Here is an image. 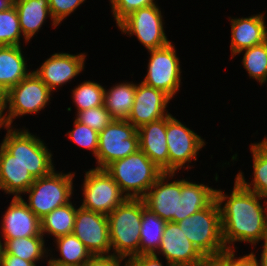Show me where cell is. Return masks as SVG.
Masks as SVG:
<instances>
[{
    "label": "cell",
    "instance_id": "cell-20",
    "mask_svg": "<svg viewBox=\"0 0 267 266\" xmlns=\"http://www.w3.org/2000/svg\"><path fill=\"white\" fill-rule=\"evenodd\" d=\"M231 53L235 55L267 40V28L263 14L231 19Z\"/></svg>",
    "mask_w": 267,
    "mask_h": 266
},
{
    "label": "cell",
    "instance_id": "cell-25",
    "mask_svg": "<svg viewBox=\"0 0 267 266\" xmlns=\"http://www.w3.org/2000/svg\"><path fill=\"white\" fill-rule=\"evenodd\" d=\"M136 93V84L121 83L104 91L103 105L113 119L127 120L131 114Z\"/></svg>",
    "mask_w": 267,
    "mask_h": 266
},
{
    "label": "cell",
    "instance_id": "cell-39",
    "mask_svg": "<svg viewBox=\"0 0 267 266\" xmlns=\"http://www.w3.org/2000/svg\"><path fill=\"white\" fill-rule=\"evenodd\" d=\"M129 261L130 266H163L157 254H141L132 257ZM167 265L175 266L173 264H170L169 262H167Z\"/></svg>",
    "mask_w": 267,
    "mask_h": 266
},
{
    "label": "cell",
    "instance_id": "cell-8",
    "mask_svg": "<svg viewBox=\"0 0 267 266\" xmlns=\"http://www.w3.org/2000/svg\"><path fill=\"white\" fill-rule=\"evenodd\" d=\"M83 183L84 209L109 215L127 199L105 169H90Z\"/></svg>",
    "mask_w": 267,
    "mask_h": 266
},
{
    "label": "cell",
    "instance_id": "cell-16",
    "mask_svg": "<svg viewBox=\"0 0 267 266\" xmlns=\"http://www.w3.org/2000/svg\"><path fill=\"white\" fill-rule=\"evenodd\" d=\"M170 97L161 90L141 82L136 85V93L129 121L136 129L150 122L168 116L166 107ZM166 111V113H165Z\"/></svg>",
    "mask_w": 267,
    "mask_h": 266
},
{
    "label": "cell",
    "instance_id": "cell-26",
    "mask_svg": "<svg viewBox=\"0 0 267 266\" xmlns=\"http://www.w3.org/2000/svg\"><path fill=\"white\" fill-rule=\"evenodd\" d=\"M250 148L253 154V182L247 183L242 172H239L235 179L244 188L255 192L261 198H267V137L260 143L251 144ZM250 185H253V188Z\"/></svg>",
    "mask_w": 267,
    "mask_h": 266
},
{
    "label": "cell",
    "instance_id": "cell-1",
    "mask_svg": "<svg viewBox=\"0 0 267 266\" xmlns=\"http://www.w3.org/2000/svg\"><path fill=\"white\" fill-rule=\"evenodd\" d=\"M215 199L220 209L222 239L228 253H234L235 248L231 246L234 242L255 245L267 238V200L264 208L259 201L262 198L244 188L236 179L230 196L216 190Z\"/></svg>",
    "mask_w": 267,
    "mask_h": 266
},
{
    "label": "cell",
    "instance_id": "cell-7",
    "mask_svg": "<svg viewBox=\"0 0 267 266\" xmlns=\"http://www.w3.org/2000/svg\"><path fill=\"white\" fill-rule=\"evenodd\" d=\"M139 150L137 129L127 120L113 119L99 132L96 168L105 169L118 159Z\"/></svg>",
    "mask_w": 267,
    "mask_h": 266
},
{
    "label": "cell",
    "instance_id": "cell-42",
    "mask_svg": "<svg viewBox=\"0 0 267 266\" xmlns=\"http://www.w3.org/2000/svg\"><path fill=\"white\" fill-rule=\"evenodd\" d=\"M8 94L9 89L5 87L2 83H0V128L4 126L6 127V115L4 114V110L7 109L8 106Z\"/></svg>",
    "mask_w": 267,
    "mask_h": 266
},
{
    "label": "cell",
    "instance_id": "cell-43",
    "mask_svg": "<svg viewBox=\"0 0 267 266\" xmlns=\"http://www.w3.org/2000/svg\"><path fill=\"white\" fill-rule=\"evenodd\" d=\"M250 255L256 260L257 266H267V238L264 240L263 250L260 258L261 263H258V260L256 259L255 254L253 252H251Z\"/></svg>",
    "mask_w": 267,
    "mask_h": 266
},
{
    "label": "cell",
    "instance_id": "cell-23",
    "mask_svg": "<svg viewBox=\"0 0 267 266\" xmlns=\"http://www.w3.org/2000/svg\"><path fill=\"white\" fill-rule=\"evenodd\" d=\"M215 193L216 189L182 179L179 222L199 210L206 208L215 199Z\"/></svg>",
    "mask_w": 267,
    "mask_h": 266
},
{
    "label": "cell",
    "instance_id": "cell-29",
    "mask_svg": "<svg viewBox=\"0 0 267 266\" xmlns=\"http://www.w3.org/2000/svg\"><path fill=\"white\" fill-rule=\"evenodd\" d=\"M77 209L71 202L55 208L40 220L41 234L45 233L53 235L54 238L71 234L74 229Z\"/></svg>",
    "mask_w": 267,
    "mask_h": 266
},
{
    "label": "cell",
    "instance_id": "cell-9",
    "mask_svg": "<svg viewBox=\"0 0 267 266\" xmlns=\"http://www.w3.org/2000/svg\"><path fill=\"white\" fill-rule=\"evenodd\" d=\"M162 17L159 7L154 4L131 12L117 26L129 36L136 35L147 50H153L170 43L164 32Z\"/></svg>",
    "mask_w": 267,
    "mask_h": 266
},
{
    "label": "cell",
    "instance_id": "cell-17",
    "mask_svg": "<svg viewBox=\"0 0 267 266\" xmlns=\"http://www.w3.org/2000/svg\"><path fill=\"white\" fill-rule=\"evenodd\" d=\"M85 57V53H55L34 72L51 91H54L58 86L79 75L84 69Z\"/></svg>",
    "mask_w": 267,
    "mask_h": 266
},
{
    "label": "cell",
    "instance_id": "cell-12",
    "mask_svg": "<svg viewBox=\"0 0 267 266\" xmlns=\"http://www.w3.org/2000/svg\"><path fill=\"white\" fill-rule=\"evenodd\" d=\"M166 139L169 154V173L182 169L191 159L196 161L205 142L194 131L184 126L170 113L166 116Z\"/></svg>",
    "mask_w": 267,
    "mask_h": 266
},
{
    "label": "cell",
    "instance_id": "cell-30",
    "mask_svg": "<svg viewBox=\"0 0 267 266\" xmlns=\"http://www.w3.org/2000/svg\"><path fill=\"white\" fill-rule=\"evenodd\" d=\"M43 236H32L15 239H3L4 246L2 251L5 254L20 257L26 261L33 262L34 264L39 259L43 258L45 249V240Z\"/></svg>",
    "mask_w": 267,
    "mask_h": 266
},
{
    "label": "cell",
    "instance_id": "cell-28",
    "mask_svg": "<svg viewBox=\"0 0 267 266\" xmlns=\"http://www.w3.org/2000/svg\"><path fill=\"white\" fill-rule=\"evenodd\" d=\"M167 222L145 208L142 213L139 255L156 254Z\"/></svg>",
    "mask_w": 267,
    "mask_h": 266
},
{
    "label": "cell",
    "instance_id": "cell-36",
    "mask_svg": "<svg viewBox=\"0 0 267 266\" xmlns=\"http://www.w3.org/2000/svg\"><path fill=\"white\" fill-rule=\"evenodd\" d=\"M155 0H111L113 16L118 24L131 12L156 4Z\"/></svg>",
    "mask_w": 267,
    "mask_h": 266
},
{
    "label": "cell",
    "instance_id": "cell-2",
    "mask_svg": "<svg viewBox=\"0 0 267 266\" xmlns=\"http://www.w3.org/2000/svg\"><path fill=\"white\" fill-rule=\"evenodd\" d=\"M145 208L142 198H127L107 215L113 254L125 258L129 256V260L139 255L141 220Z\"/></svg>",
    "mask_w": 267,
    "mask_h": 266
},
{
    "label": "cell",
    "instance_id": "cell-5",
    "mask_svg": "<svg viewBox=\"0 0 267 266\" xmlns=\"http://www.w3.org/2000/svg\"><path fill=\"white\" fill-rule=\"evenodd\" d=\"M7 128V129H6ZM7 134L1 146L20 162L34 179L46 176L54 170L52 154L38 137L28 130L5 127Z\"/></svg>",
    "mask_w": 267,
    "mask_h": 266
},
{
    "label": "cell",
    "instance_id": "cell-40",
    "mask_svg": "<svg viewBox=\"0 0 267 266\" xmlns=\"http://www.w3.org/2000/svg\"><path fill=\"white\" fill-rule=\"evenodd\" d=\"M234 253L223 255V266H257L256 260L250 255L236 258Z\"/></svg>",
    "mask_w": 267,
    "mask_h": 266
},
{
    "label": "cell",
    "instance_id": "cell-15",
    "mask_svg": "<svg viewBox=\"0 0 267 266\" xmlns=\"http://www.w3.org/2000/svg\"><path fill=\"white\" fill-rule=\"evenodd\" d=\"M158 250L175 266H197L207 260L173 222L166 223Z\"/></svg>",
    "mask_w": 267,
    "mask_h": 266
},
{
    "label": "cell",
    "instance_id": "cell-34",
    "mask_svg": "<svg viewBox=\"0 0 267 266\" xmlns=\"http://www.w3.org/2000/svg\"><path fill=\"white\" fill-rule=\"evenodd\" d=\"M76 115V121L97 132L102 131L113 120L104 105L77 112Z\"/></svg>",
    "mask_w": 267,
    "mask_h": 266
},
{
    "label": "cell",
    "instance_id": "cell-32",
    "mask_svg": "<svg viewBox=\"0 0 267 266\" xmlns=\"http://www.w3.org/2000/svg\"><path fill=\"white\" fill-rule=\"evenodd\" d=\"M105 88L97 82L84 81L72 90L77 112L103 105Z\"/></svg>",
    "mask_w": 267,
    "mask_h": 266
},
{
    "label": "cell",
    "instance_id": "cell-18",
    "mask_svg": "<svg viewBox=\"0 0 267 266\" xmlns=\"http://www.w3.org/2000/svg\"><path fill=\"white\" fill-rule=\"evenodd\" d=\"M5 212L1 226L3 239L43 236L40 219L28 208L22 196L13 197Z\"/></svg>",
    "mask_w": 267,
    "mask_h": 266
},
{
    "label": "cell",
    "instance_id": "cell-37",
    "mask_svg": "<svg viewBox=\"0 0 267 266\" xmlns=\"http://www.w3.org/2000/svg\"><path fill=\"white\" fill-rule=\"evenodd\" d=\"M84 1L85 0H49L53 26L57 27L65 17L74 12Z\"/></svg>",
    "mask_w": 267,
    "mask_h": 266
},
{
    "label": "cell",
    "instance_id": "cell-22",
    "mask_svg": "<svg viewBox=\"0 0 267 266\" xmlns=\"http://www.w3.org/2000/svg\"><path fill=\"white\" fill-rule=\"evenodd\" d=\"M20 29L24 39L28 42L40 30L46 17L50 13L49 0H14Z\"/></svg>",
    "mask_w": 267,
    "mask_h": 266
},
{
    "label": "cell",
    "instance_id": "cell-3",
    "mask_svg": "<svg viewBox=\"0 0 267 266\" xmlns=\"http://www.w3.org/2000/svg\"><path fill=\"white\" fill-rule=\"evenodd\" d=\"M177 224L206 259H216L228 253L222 239L220 209L216 199Z\"/></svg>",
    "mask_w": 267,
    "mask_h": 266
},
{
    "label": "cell",
    "instance_id": "cell-6",
    "mask_svg": "<svg viewBox=\"0 0 267 266\" xmlns=\"http://www.w3.org/2000/svg\"><path fill=\"white\" fill-rule=\"evenodd\" d=\"M75 173L50 174L35 179L34 183L25 192L29 195L28 208L41 220L55 208L64 206L70 201L73 194V177Z\"/></svg>",
    "mask_w": 267,
    "mask_h": 266
},
{
    "label": "cell",
    "instance_id": "cell-44",
    "mask_svg": "<svg viewBox=\"0 0 267 266\" xmlns=\"http://www.w3.org/2000/svg\"><path fill=\"white\" fill-rule=\"evenodd\" d=\"M197 266H223V255L216 259H207Z\"/></svg>",
    "mask_w": 267,
    "mask_h": 266
},
{
    "label": "cell",
    "instance_id": "cell-24",
    "mask_svg": "<svg viewBox=\"0 0 267 266\" xmlns=\"http://www.w3.org/2000/svg\"><path fill=\"white\" fill-rule=\"evenodd\" d=\"M26 67L21 46H0V83L8 89L16 86L31 73Z\"/></svg>",
    "mask_w": 267,
    "mask_h": 266
},
{
    "label": "cell",
    "instance_id": "cell-10",
    "mask_svg": "<svg viewBox=\"0 0 267 266\" xmlns=\"http://www.w3.org/2000/svg\"><path fill=\"white\" fill-rule=\"evenodd\" d=\"M51 92L34 71L10 88L6 127H11L12 121L18 116L41 111L49 102Z\"/></svg>",
    "mask_w": 267,
    "mask_h": 266
},
{
    "label": "cell",
    "instance_id": "cell-31",
    "mask_svg": "<svg viewBox=\"0 0 267 266\" xmlns=\"http://www.w3.org/2000/svg\"><path fill=\"white\" fill-rule=\"evenodd\" d=\"M245 51L242 63L249 76L261 83L267 81V40Z\"/></svg>",
    "mask_w": 267,
    "mask_h": 266
},
{
    "label": "cell",
    "instance_id": "cell-41",
    "mask_svg": "<svg viewBox=\"0 0 267 266\" xmlns=\"http://www.w3.org/2000/svg\"><path fill=\"white\" fill-rule=\"evenodd\" d=\"M0 266H36V264L14 255L5 254L3 251H1Z\"/></svg>",
    "mask_w": 267,
    "mask_h": 266
},
{
    "label": "cell",
    "instance_id": "cell-11",
    "mask_svg": "<svg viewBox=\"0 0 267 266\" xmlns=\"http://www.w3.org/2000/svg\"><path fill=\"white\" fill-rule=\"evenodd\" d=\"M150 60L144 84L161 90L171 99L178 92L181 83V70L176 49L171 42L161 48L148 50Z\"/></svg>",
    "mask_w": 267,
    "mask_h": 266
},
{
    "label": "cell",
    "instance_id": "cell-46",
    "mask_svg": "<svg viewBox=\"0 0 267 266\" xmlns=\"http://www.w3.org/2000/svg\"><path fill=\"white\" fill-rule=\"evenodd\" d=\"M2 242H1V239H0V253H1V251H2Z\"/></svg>",
    "mask_w": 267,
    "mask_h": 266
},
{
    "label": "cell",
    "instance_id": "cell-35",
    "mask_svg": "<svg viewBox=\"0 0 267 266\" xmlns=\"http://www.w3.org/2000/svg\"><path fill=\"white\" fill-rule=\"evenodd\" d=\"M74 126L75 128L68 132L69 138L77 145L92 150L96 157L99 143V132L76 120L74 121Z\"/></svg>",
    "mask_w": 267,
    "mask_h": 266
},
{
    "label": "cell",
    "instance_id": "cell-21",
    "mask_svg": "<svg viewBox=\"0 0 267 266\" xmlns=\"http://www.w3.org/2000/svg\"><path fill=\"white\" fill-rule=\"evenodd\" d=\"M34 181L29 171L0 146V189L14 197H20Z\"/></svg>",
    "mask_w": 267,
    "mask_h": 266
},
{
    "label": "cell",
    "instance_id": "cell-27",
    "mask_svg": "<svg viewBox=\"0 0 267 266\" xmlns=\"http://www.w3.org/2000/svg\"><path fill=\"white\" fill-rule=\"evenodd\" d=\"M55 241L62 258H51L48 266H84L92 256L73 233L58 237Z\"/></svg>",
    "mask_w": 267,
    "mask_h": 266
},
{
    "label": "cell",
    "instance_id": "cell-13",
    "mask_svg": "<svg viewBox=\"0 0 267 266\" xmlns=\"http://www.w3.org/2000/svg\"><path fill=\"white\" fill-rule=\"evenodd\" d=\"M92 255H108L111 250L107 215L77 209L72 232Z\"/></svg>",
    "mask_w": 267,
    "mask_h": 266
},
{
    "label": "cell",
    "instance_id": "cell-19",
    "mask_svg": "<svg viewBox=\"0 0 267 266\" xmlns=\"http://www.w3.org/2000/svg\"><path fill=\"white\" fill-rule=\"evenodd\" d=\"M139 149L163 172L169 173V154L166 139V117L137 129Z\"/></svg>",
    "mask_w": 267,
    "mask_h": 266
},
{
    "label": "cell",
    "instance_id": "cell-45",
    "mask_svg": "<svg viewBox=\"0 0 267 266\" xmlns=\"http://www.w3.org/2000/svg\"><path fill=\"white\" fill-rule=\"evenodd\" d=\"M14 0H0V11L7 10L13 5Z\"/></svg>",
    "mask_w": 267,
    "mask_h": 266
},
{
    "label": "cell",
    "instance_id": "cell-33",
    "mask_svg": "<svg viewBox=\"0 0 267 266\" xmlns=\"http://www.w3.org/2000/svg\"><path fill=\"white\" fill-rule=\"evenodd\" d=\"M19 16L14 4L0 11V46H21Z\"/></svg>",
    "mask_w": 267,
    "mask_h": 266
},
{
    "label": "cell",
    "instance_id": "cell-14",
    "mask_svg": "<svg viewBox=\"0 0 267 266\" xmlns=\"http://www.w3.org/2000/svg\"><path fill=\"white\" fill-rule=\"evenodd\" d=\"M175 173H163L142 198L146 208L165 222H179V202L181 197V180L168 183L165 180Z\"/></svg>",
    "mask_w": 267,
    "mask_h": 266
},
{
    "label": "cell",
    "instance_id": "cell-38",
    "mask_svg": "<svg viewBox=\"0 0 267 266\" xmlns=\"http://www.w3.org/2000/svg\"><path fill=\"white\" fill-rule=\"evenodd\" d=\"M125 257L109 254V255H92L84 266H120ZM124 266H130L129 259Z\"/></svg>",
    "mask_w": 267,
    "mask_h": 266
},
{
    "label": "cell",
    "instance_id": "cell-4",
    "mask_svg": "<svg viewBox=\"0 0 267 266\" xmlns=\"http://www.w3.org/2000/svg\"><path fill=\"white\" fill-rule=\"evenodd\" d=\"M105 170L119 185L121 192H126L127 198H143L164 173L140 149L125 158L113 161Z\"/></svg>",
    "mask_w": 267,
    "mask_h": 266
}]
</instances>
